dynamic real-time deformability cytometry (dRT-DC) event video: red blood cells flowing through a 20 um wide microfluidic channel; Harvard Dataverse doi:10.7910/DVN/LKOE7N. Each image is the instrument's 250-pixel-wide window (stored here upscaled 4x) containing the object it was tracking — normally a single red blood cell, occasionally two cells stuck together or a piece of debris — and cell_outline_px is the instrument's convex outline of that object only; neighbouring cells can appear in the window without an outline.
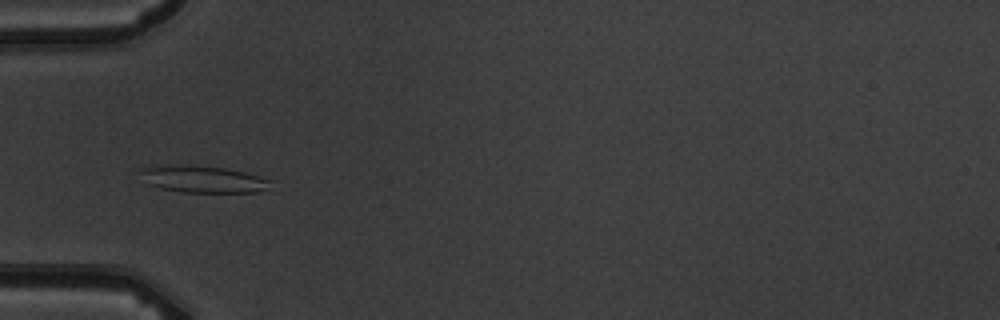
{"species": "common noctule bat (a hibernating species)", "species_latin": "Nyctalus noctula", "temperature_condition": "warm", "stored_images_in_passage": 8, "camera_frame_rate_fps": 3000, "um_per_image_px": 0.085, "animal": {"sex": "male", "body_mass_g": 19.5, "forearm_length_mm": 54.6}, "frame": {"image": 1, "passage_image": 5, "time_ms": 4.667, "image_size_px": [1000, 320], "cell_outline_px": [[272, 180], [260, 192], [184, 192], [160, 188], [148, 184], [140, 172], [140, 168], [160, 164], [176, 164], [224, 168], [244, 172]], "centroid_in_image_um": [17.17, 15.21], "position_along_channel_um": 67.8, "area_um2": 20.23}}
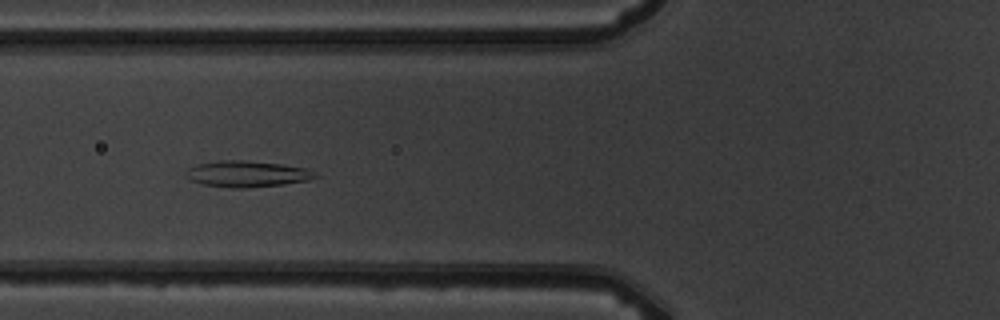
{"frame": {"image": 2, "passage_image": 6, "time_ms": 5.667, "image_size_px": [1000, 320], "cell_outline_px": [[320, 176], [308, 180], [284, 184], [244, 188], [232, 188], [204, 184], [192, 180], [184, 172], [188, 168], [196, 164], [220, 160], [240, 160], [280, 164], [304, 168]], "centroid_in_image_um": [20.97, 14.78], "position_along_channel_um": 104.8, "area_um2": 19.42}}
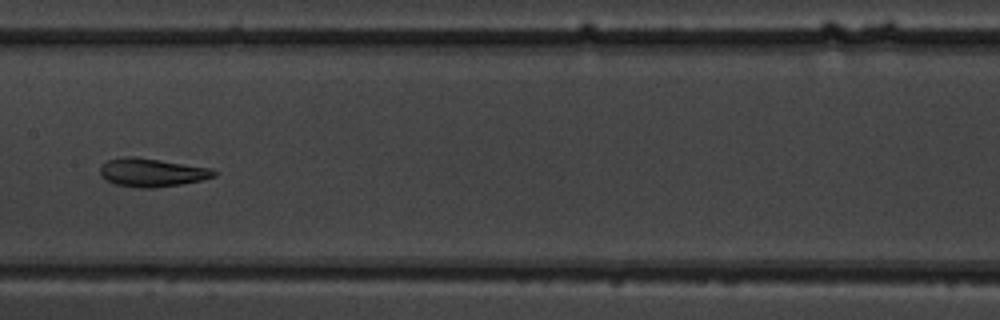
{"frame": {"image": 3, "passage_image": 8, "time_ms": 8.0, "image_size_px": [1000, 320], "cell_outline_px": [[216, 176], [200, 180], [180, 184], [152, 188], [140, 188], [116, 184], [100, 176], [100, 168], [108, 160], [124, 156], [136, 156], [212, 168], [216, 172]], "centroid_in_image_um": [12.91, 14.65], "position_along_channel_um": 194.5, "area_um2": 18.73}}